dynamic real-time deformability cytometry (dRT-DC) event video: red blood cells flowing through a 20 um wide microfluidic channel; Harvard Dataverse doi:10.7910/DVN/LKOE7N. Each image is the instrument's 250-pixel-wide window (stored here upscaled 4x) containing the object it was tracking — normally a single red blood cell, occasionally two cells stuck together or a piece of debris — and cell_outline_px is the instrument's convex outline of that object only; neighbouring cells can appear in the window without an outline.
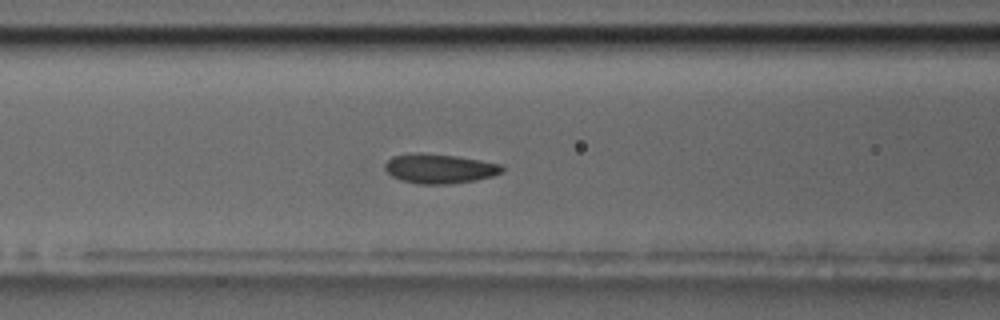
{"species": "common noctule bat (a hibernating species)", "species_latin": "Nyctalus noctula", "temperature_condition": "room temperature", "stored_images_in_passage": 57, "camera_frame_rate_fps": 3000, "um_per_image_px": 0.085, "animal": {"sex": "male", "body_mass_g": 17.5, "forearm_length_mm": 52.3}, "frame": {"image": 1, "passage_image": 23, "time_ms": 7.333, "image_size_px": [1000, 320], "cell_outline_px": [[504, 172], [492, 176], [476, 180], [448, 184], [420, 184], [400, 180], [392, 176], [384, 168], [384, 164], [392, 156], [412, 152], [420, 152], [456, 156], [480, 160], [500, 164], [504, 168]], "centroid_in_image_um": [37.34, 14.32], "position_along_channel_um": 129.3, "area_um2": 20.29}}
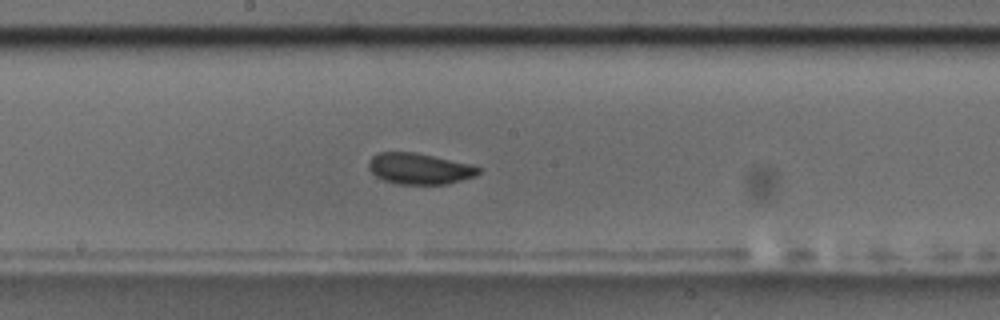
{"frame": {"image": 2, "passage_image": 30, "time_ms": 9.667, "image_size_px": [1000, 320], "cell_outline_px": [[480, 172], [476, 176], [448, 184], [400, 184], [384, 180], [376, 176], [368, 168], [368, 160], [372, 156], [380, 152], [416, 152], [472, 164], [480, 168]], "centroid_in_image_um": [35.66, 14.33], "position_along_channel_um": 212.5, "area_um2": 20.0}}
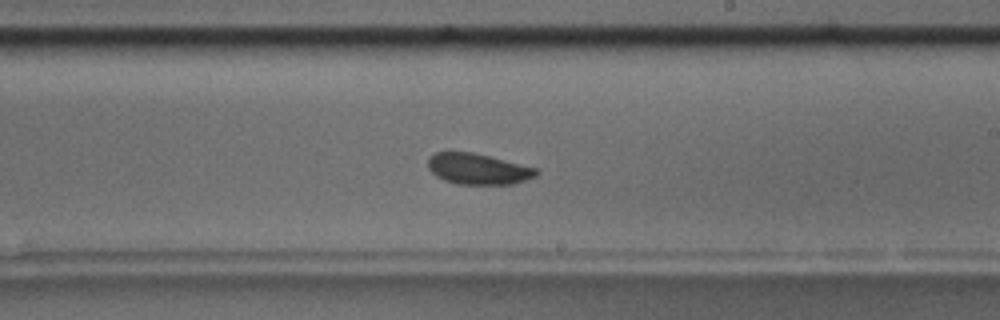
{"frame": {"image": 3, "passage_image": 33, "time_ms": 10.667, "image_size_px": [1000, 320], "cell_outline_px": [[540, 172], [536, 176], [512, 184], [456, 184], [444, 180], [436, 176], [428, 168], [428, 160], [436, 152], [472, 152], [536, 168]], "centroid_in_image_um": [40.62, 14.37], "position_along_channel_um": 248.4, "area_um2": 19.25}, "authors_computed_cell_mechanics": {"area_um2": 19.7676, "velocity_mm_per_s": 3.5942, "shape_relaxation_time_tau1_ms": 2.9542, "shape_relaxation_time_tau2_ms": null, "deformation_change_tau1": 0.0606, "deformation_change_tau2": null}}